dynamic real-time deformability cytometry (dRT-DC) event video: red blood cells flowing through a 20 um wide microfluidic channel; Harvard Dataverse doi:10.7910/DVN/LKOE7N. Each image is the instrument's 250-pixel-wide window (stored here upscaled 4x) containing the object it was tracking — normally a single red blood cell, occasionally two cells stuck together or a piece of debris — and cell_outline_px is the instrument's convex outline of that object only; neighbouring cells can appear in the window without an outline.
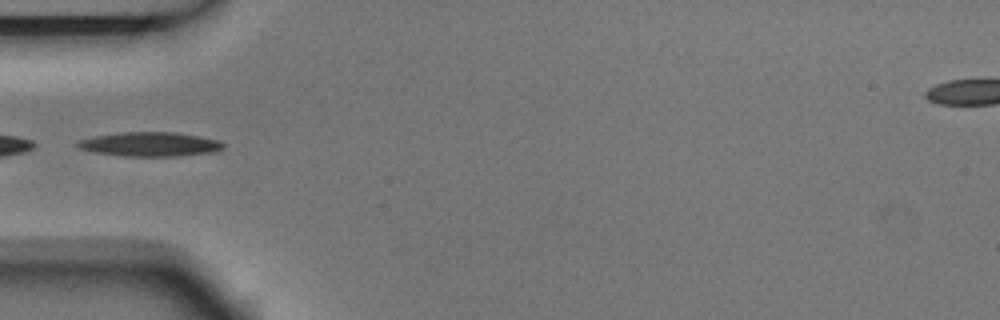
{"species": "Egyptian fruit bat (a non-hibernating species)", "species_latin": "Rousettus aegyptiacus", "temperature_condition": "room temperature", "stored_images_in_passage": 5, "camera_frame_rate_fps": 3000, "um_per_image_px": 0.085, "animal": {"sex": "male"}, "frame": {"image": 1, "passage_image": 5, "time_ms": 1.333, "image_size_px": [1000, 320], "cell_outline_px": [[224, 148], [212, 152], [176, 156], [124, 156], [96, 152], [80, 148], [76, 144], [76, 140], [92, 136], [120, 132], [172, 132], [196, 136], [216, 140], [224, 144]], "centroid_in_image_um": [12.68, 12.25], "position_along_channel_um": 72.3, "area_um2": 20.35}}